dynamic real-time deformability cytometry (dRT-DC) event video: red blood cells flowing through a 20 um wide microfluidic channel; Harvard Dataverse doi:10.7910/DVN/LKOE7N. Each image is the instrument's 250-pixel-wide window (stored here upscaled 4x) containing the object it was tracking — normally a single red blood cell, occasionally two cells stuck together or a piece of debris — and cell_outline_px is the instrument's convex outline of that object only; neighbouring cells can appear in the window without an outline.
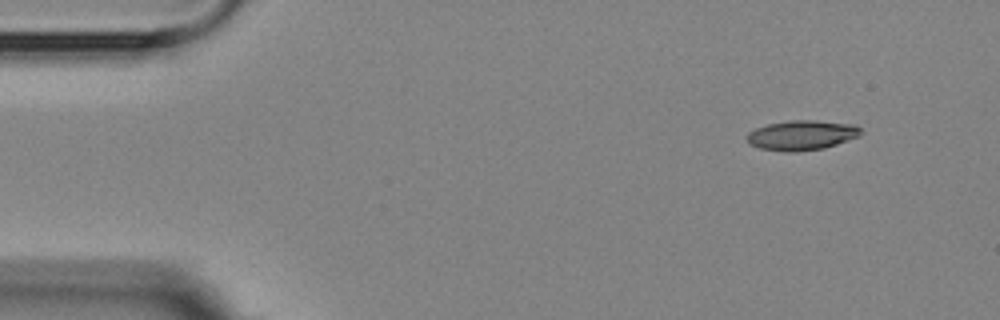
{"species": "Egyptian fruit bat (a non-hibernating species)", "species_latin": "Rousettus aegyptiacus", "temperature_condition": "room temperature", "stored_images_in_passage": 3, "camera_frame_rate_fps": 3000, "um_per_image_px": 0.085, "animal": {"sex": "female"}, "frame": {"image": 1, "passage_image": 1, "time_ms": 0.0, "image_size_px": [1000, 320], "cell_outline_px": [[864, 132], [860, 136], [824, 148], [796, 152], [784, 152], [760, 148], [748, 144], [748, 132], [756, 128], [768, 124], [788, 120], [812, 120], [856, 124]], "centroid_in_image_um": [68.17, 11.49], "position_along_channel_um": 16.8, "area_um2": 19.94}}
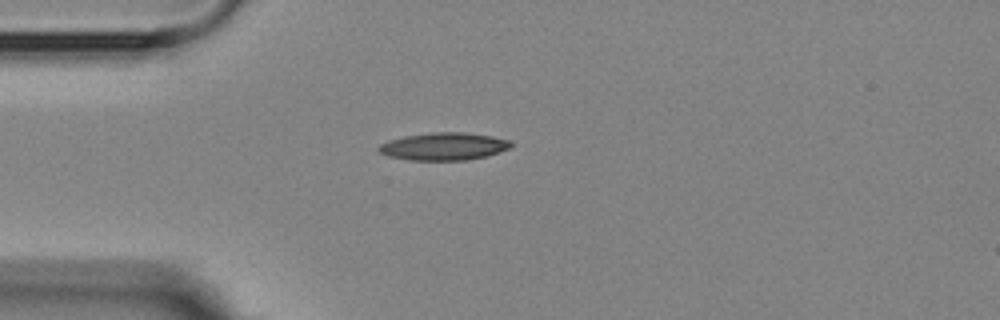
{"frame": {"image": 2, "passage_image": 3, "time_ms": 3.0, "image_size_px": [1000, 320], "cell_outline_px": [[512, 148], [488, 156], [468, 160], [408, 160], [388, 156], [380, 152], [376, 148], [380, 144], [388, 140], [404, 136], [432, 132], [464, 132], [492, 136], [508, 140], [512, 144]], "centroid_in_image_um": [37.73, 12.44], "position_along_channel_um": 47.3, "area_um2": 21.44}}